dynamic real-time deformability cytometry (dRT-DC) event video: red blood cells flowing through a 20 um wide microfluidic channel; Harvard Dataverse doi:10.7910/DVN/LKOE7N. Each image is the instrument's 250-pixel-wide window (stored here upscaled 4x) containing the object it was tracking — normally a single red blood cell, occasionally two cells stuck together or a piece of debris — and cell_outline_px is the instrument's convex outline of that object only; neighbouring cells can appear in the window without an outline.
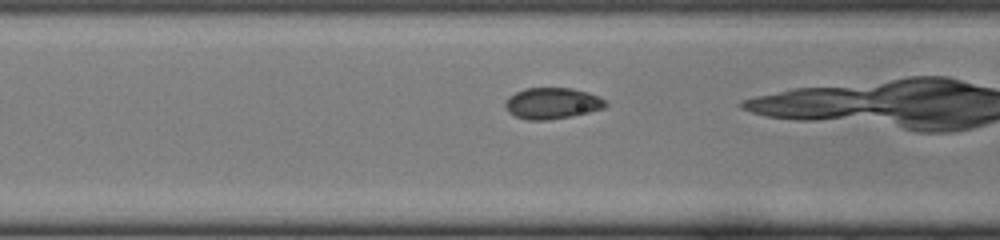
{"species": "common noctule bat (a hibernating species)", "species_latin": "Nyctalus noctula", "temperature_condition": "cold", "stored_images_in_passage": 28, "camera_frame_rate_fps": 3000, "um_per_image_px": 0.085, "animal": {"sex": "female", "body_mass_g": 22.0, "forearm_length_mm": 56.7}, "frame": {"image": 1, "passage_image": 11, "time_ms": 3.333, "image_size_px": [1000, 240], "cell_outline_px": [[608, 104], [604, 108], [572, 116], [548, 120], [528, 120], [516, 116], [508, 112], [504, 108], [504, 100], [508, 96], [524, 88], [572, 88], [588, 92], [600, 96]], "centroid_in_image_um": [46.91, 8.77], "position_along_channel_um": 119.7, "area_um2": 18.44}}
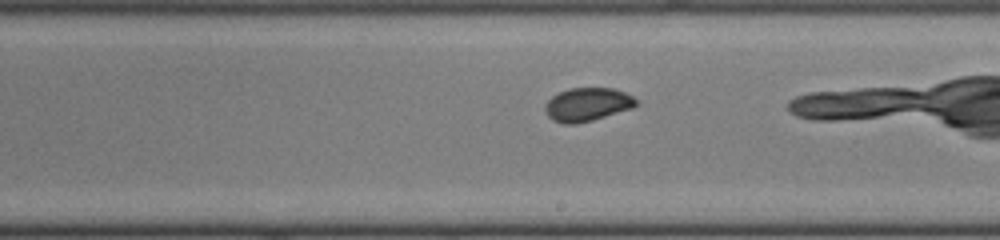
{"frame": {"image": 2, "passage_image": 19, "time_ms": 6.0, "image_size_px": [1000, 240], "cell_outline_px": [[640, 104], [632, 108], [592, 120], [576, 124], [564, 124], [552, 120], [544, 112], [544, 104], [552, 96], [568, 88], [612, 88], [624, 92], [640, 100]], "centroid_in_image_um": [49.92, 8.88], "position_along_channel_um": 239.1, "area_um2": 17.92}}
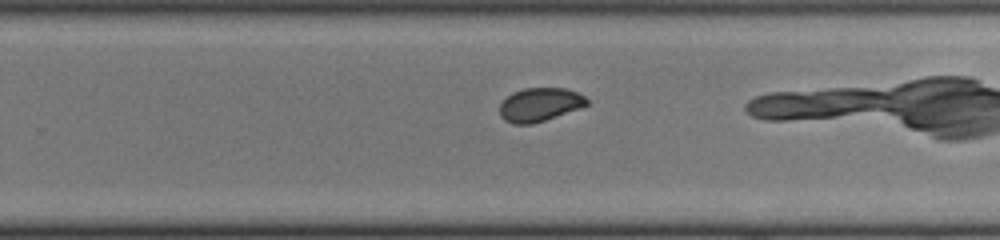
{"frame": {"image": 3, "passage_image": 22, "time_ms": 7.0, "image_size_px": [1000, 240], "cell_outline_px": [[588, 104], [580, 108], [532, 124], [512, 124], [504, 120], [500, 116], [500, 104], [512, 92], [524, 88], [564, 88], [576, 92], [584, 96], [588, 100]], "centroid_in_image_um": [45.86, 8.89], "position_along_channel_um": 283.9, "area_um2": 16.94}}